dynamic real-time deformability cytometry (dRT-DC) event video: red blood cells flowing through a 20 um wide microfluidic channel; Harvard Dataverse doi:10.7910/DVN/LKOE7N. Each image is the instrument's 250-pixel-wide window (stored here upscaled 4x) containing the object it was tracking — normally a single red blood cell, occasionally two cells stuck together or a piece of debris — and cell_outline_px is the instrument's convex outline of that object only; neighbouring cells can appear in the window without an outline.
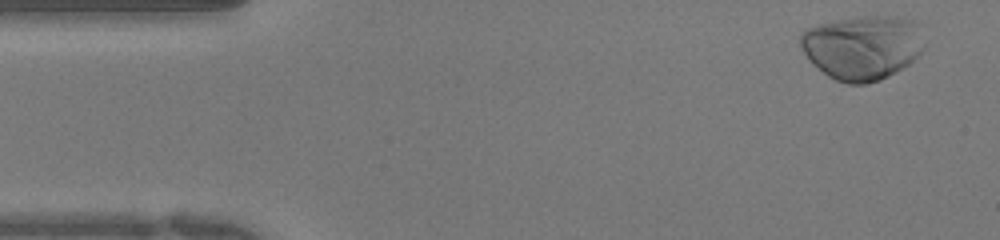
{"species": "human", "species_latin": "Homo sapiens", "temperature_condition": "warm", "stored_images_in_passage": 49, "camera_frame_rate_fps": 3000, "um_per_image_px": 0.085, "donor": {"sex": "female"}, "frame": {"image": 1, "passage_image": 1, "time_ms": 0.0, "image_size_px": [1000, 240], "cell_outline_px": [[928, 40], [924, 48], [908, 64], [896, 72], [880, 80], [864, 84], [848, 84], [836, 80], [828, 76], [812, 64], [808, 60], [800, 44], [800, 32], [804, 28], [816, 24], [836, 20], [864, 16], [896, 16], [912, 20], [916, 24]], "centroid_in_image_um": [73.31, 4.01], "position_along_channel_um": 11.7, "area_um2": 46.99}}
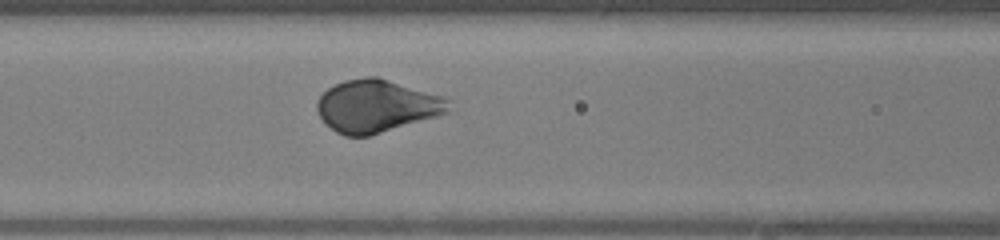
{"frame": {"image": 2, "passage_image": 18, "time_ms": 5.667, "image_size_px": [1000, 240], "cell_outline_px": [[448, 112], [436, 116], [368, 136], [344, 136], [336, 132], [320, 116], [316, 108], [316, 104], [320, 96], [328, 88], [344, 80], [364, 76], [376, 76], [444, 96], [448, 100]], "centroid_in_image_um": [31.99, 8.99], "position_along_channel_um": 134.6, "area_um2": 39.82}}
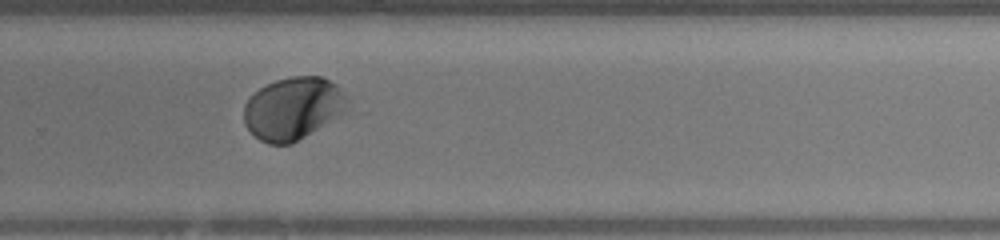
{"frame": {"image": 3, "passage_image": 31, "time_ms": 10.0, "image_size_px": [1000, 240], "cell_outline_px": [[348, 112], [292, 144], [268, 144], [260, 140], [244, 124], [244, 104], [260, 88], [276, 80], [292, 76], [320, 76], [336, 84], [344, 92], [348, 100]], "centroid_in_image_um": [24.96, 9.23], "position_along_channel_um": 304.8, "area_um2": 37.92}, "authors_computed_cell_mechanics": {"area_um2": 39.015, "velocity_mm_per_s": 3.9383, "shape_relaxation_time_tau1_ms": 2.0244, "shape_relaxation_time_tau2_ms": null, "deformation_change_tau1": 0.1876, "deformation_change_tau2": null}}